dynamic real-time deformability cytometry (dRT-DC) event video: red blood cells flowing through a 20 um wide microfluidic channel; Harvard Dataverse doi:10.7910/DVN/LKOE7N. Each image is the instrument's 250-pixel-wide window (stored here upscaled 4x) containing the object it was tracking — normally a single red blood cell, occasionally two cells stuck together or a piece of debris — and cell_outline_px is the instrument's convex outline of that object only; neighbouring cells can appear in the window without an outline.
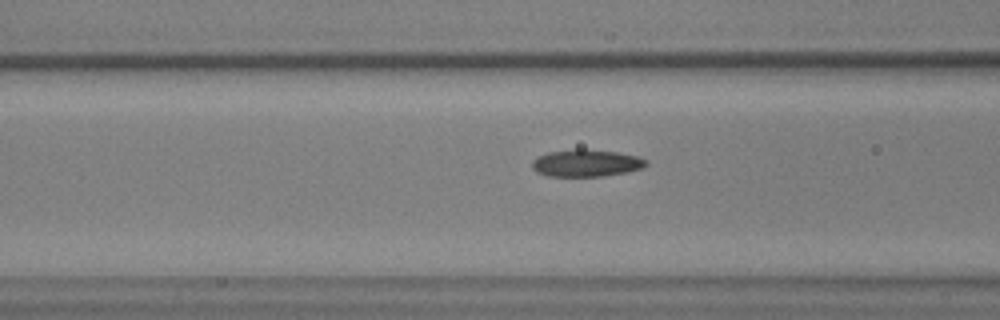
{"species": "common noctule bat (a hibernating species)", "species_latin": "Nyctalus noctula", "temperature_condition": "warm", "stored_images_in_passage": 43, "camera_frame_rate_fps": 3000, "um_per_image_px": 0.085, "animal": {"sex": "male", "body_mass_g": 17.9, "forearm_length_mm": 54.2}, "frame": {"image": 1, "passage_image": 12, "time_ms": 3.667, "image_size_px": [1000, 320], "cell_outline_px": [[648, 164], [644, 168], [628, 172], [604, 176], [548, 176], [536, 172], [532, 168], [532, 160], [536, 156], [548, 152], [576, 148], [580, 148], [616, 152], [636, 156], [648, 160]], "centroid_in_image_um": [49.82, 13.86], "position_along_channel_um": 116.8, "area_um2": 18.32}}
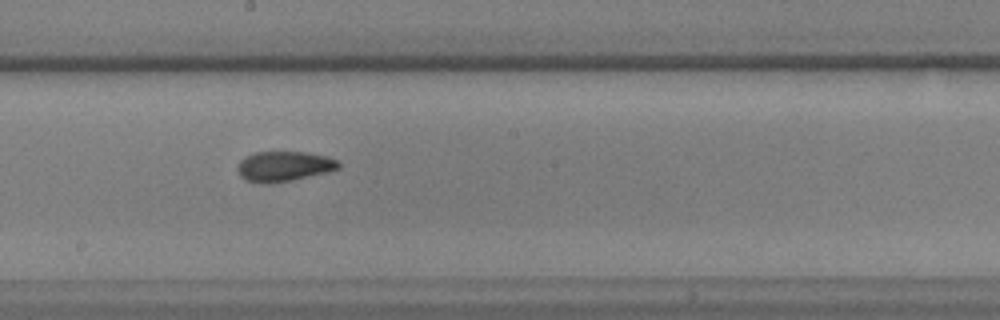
{"frame": {"image": 2, "passage_image": 21, "time_ms": 6.667, "image_size_px": [1000, 320], "cell_outline_px": [[340, 168], [328, 172], [292, 180], [272, 184], [260, 184], [244, 180], [240, 176], [236, 168], [240, 160], [244, 156], [256, 152], [304, 152], [328, 156], [336, 160], [340, 164]], "centroid_in_image_um": [24.09, 14.15], "position_along_channel_um": 224.1, "area_um2": 18.03}}
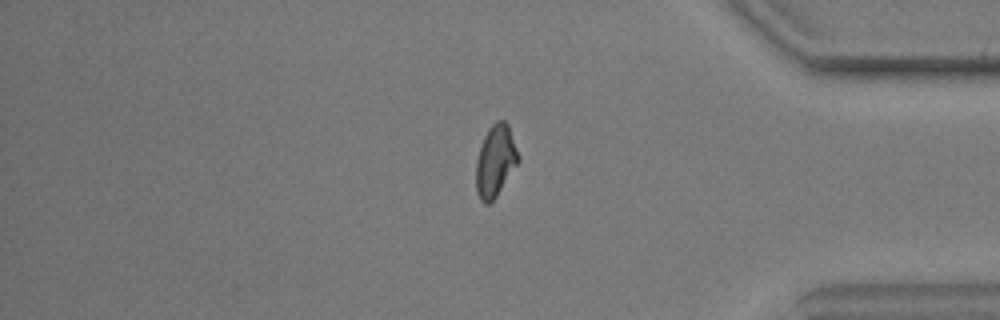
{"frame": {"image": 3, "passage_image": 37, "time_ms": 12.0, "image_size_px": [1000, 320], "cell_outline_px": [[520, 160], [496, 196], [488, 204], [484, 204], [480, 200], [476, 192], [476, 160], [484, 136], [488, 128], [496, 120], [504, 120], [508, 124], [520, 156]], "centroid_in_image_um": [42.11, 13.66], "position_along_channel_um": 393.1, "area_um2": 17.69}}